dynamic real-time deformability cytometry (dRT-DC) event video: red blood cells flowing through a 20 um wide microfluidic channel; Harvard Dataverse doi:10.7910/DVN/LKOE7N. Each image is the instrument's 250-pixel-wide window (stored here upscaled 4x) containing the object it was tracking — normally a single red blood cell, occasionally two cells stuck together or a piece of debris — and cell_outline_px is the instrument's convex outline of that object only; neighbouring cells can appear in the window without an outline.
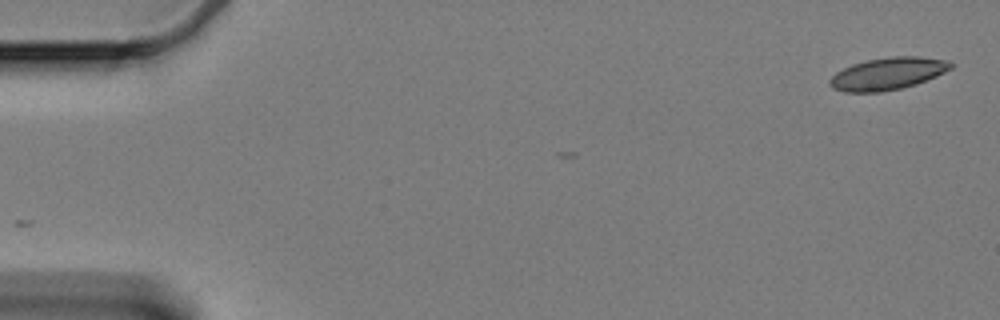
{"species": "Egyptian fruit bat (a non-hibernating species)", "species_latin": "Rousettus aegyptiacus", "temperature_condition": "cold", "stored_images_in_passage": 3, "camera_frame_rate_fps": 3000, "um_per_image_px": 0.085, "animal": {"sex": "female"}, "frame": {"image": 1, "passage_image": 1, "time_ms": 0.0, "image_size_px": [1000, 320], "cell_outline_px": [[952, 68], [936, 76], [916, 84], [900, 88], [880, 92], [844, 92], [832, 88], [828, 84], [828, 80], [836, 72], [852, 64], [868, 60], [892, 56], [920, 56], [944, 60], [952, 64]], "centroid_in_image_um": [75.42, 6.26], "position_along_channel_um": 9.6, "area_um2": 22.6}}